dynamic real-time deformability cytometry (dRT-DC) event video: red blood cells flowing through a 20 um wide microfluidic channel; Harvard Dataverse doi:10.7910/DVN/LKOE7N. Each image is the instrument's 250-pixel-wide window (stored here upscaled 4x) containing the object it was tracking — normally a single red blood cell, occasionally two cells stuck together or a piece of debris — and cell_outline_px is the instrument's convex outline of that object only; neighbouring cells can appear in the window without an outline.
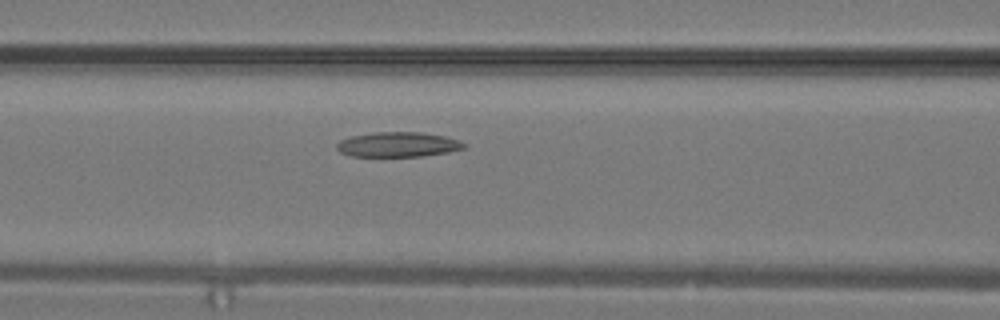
{"species": "common noctule bat (a hibernating species)", "species_latin": "Nyctalus noctula", "temperature_condition": "warm", "stored_images_in_passage": 9, "camera_frame_rate_fps": 3000, "um_per_image_px": 0.085, "animal": {"sex": "male", "body_mass_g": 19.2, "forearm_length_mm": 51.8}, "frame": {"image": 1, "passage_image": 8, "time_ms": 2.333, "image_size_px": [1000, 320], "cell_outline_px": [[468, 148], [448, 152], [420, 156], [352, 156], [340, 152], [336, 148], [336, 144], [340, 140], [352, 136], [372, 132], [420, 132], [444, 136], [460, 140], [468, 144]], "centroid_in_image_um": [33.87, 12.28], "position_along_channel_um": 132.7, "area_um2": 18.55}}